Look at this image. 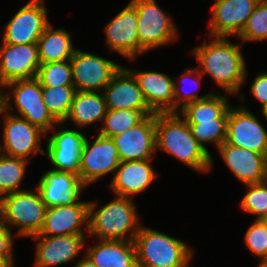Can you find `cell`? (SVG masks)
Listing matches in <instances>:
<instances>
[{"mask_svg":"<svg viewBox=\"0 0 267 267\" xmlns=\"http://www.w3.org/2000/svg\"><path fill=\"white\" fill-rule=\"evenodd\" d=\"M211 38V42L191 50L199 62L198 69L203 76L209 74L227 95L238 94L247 79V68L240 49L243 43L233 44L223 36Z\"/></svg>","mask_w":267,"mask_h":267,"instance_id":"1","label":"cell"},{"mask_svg":"<svg viewBox=\"0 0 267 267\" xmlns=\"http://www.w3.org/2000/svg\"><path fill=\"white\" fill-rule=\"evenodd\" d=\"M156 149L168 152L201 174L212 169L210 152L195 139L178 112L156 113Z\"/></svg>","mask_w":267,"mask_h":267,"instance_id":"2","label":"cell"},{"mask_svg":"<svg viewBox=\"0 0 267 267\" xmlns=\"http://www.w3.org/2000/svg\"><path fill=\"white\" fill-rule=\"evenodd\" d=\"M116 198L97 209L89 202L88 233L100 240L134 241L141 225L132 198Z\"/></svg>","mask_w":267,"mask_h":267,"instance_id":"3","label":"cell"},{"mask_svg":"<svg viewBox=\"0 0 267 267\" xmlns=\"http://www.w3.org/2000/svg\"><path fill=\"white\" fill-rule=\"evenodd\" d=\"M138 267H189L193 250L183 241L141 226L134 238Z\"/></svg>","mask_w":267,"mask_h":267,"instance_id":"4","label":"cell"},{"mask_svg":"<svg viewBox=\"0 0 267 267\" xmlns=\"http://www.w3.org/2000/svg\"><path fill=\"white\" fill-rule=\"evenodd\" d=\"M47 206L36 191L21 190L0 198V222L12 230L19 227L17 237H33L41 231Z\"/></svg>","mask_w":267,"mask_h":267,"instance_id":"5","label":"cell"},{"mask_svg":"<svg viewBox=\"0 0 267 267\" xmlns=\"http://www.w3.org/2000/svg\"><path fill=\"white\" fill-rule=\"evenodd\" d=\"M12 89L4 93L0 90L2 108L5 111L14 110L11 100H14L17 116L24 118L30 124L48 134L59 122L51 115L43 101L42 86L36 79L17 80L3 86Z\"/></svg>","mask_w":267,"mask_h":267,"instance_id":"6","label":"cell"},{"mask_svg":"<svg viewBox=\"0 0 267 267\" xmlns=\"http://www.w3.org/2000/svg\"><path fill=\"white\" fill-rule=\"evenodd\" d=\"M137 10L140 46L146 51L177 41L178 29L156 0H131Z\"/></svg>","mask_w":267,"mask_h":267,"instance_id":"7","label":"cell"},{"mask_svg":"<svg viewBox=\"0 0 267 267\" xmlns=\"http://www.w3.org/2000/svg\"><path fill=\"white\" fill-rule=\"evenodd\" d=\"M76 91L102 92L122 65L76 49L70 58Z\"/></svg>","mask_w":267,"mask_h":267,"instance_id":"8","label":"cell"},{"mask_svg":"<svg viewBox=\"0 0 267 267\" xmlns=\"http://www.w3.org/2000/svg\"><path fill=\"white\" fill-rule=\"evenodd\" d=\"M4 115L3 123V145H0V153L9 156L30 160L31 154L41 153V137L47 136L38 127L30 124L24 118L12 115V112Z\"/></svg>","mask_w":267,"mask_h":267,"instance_id":"9","label":"cell"},{"mask_svg":"<svg viewBox=\"0 0 267 267\" xmlns=\"http://www.w3.org/2000/svg\"><path fill=\"white\" fill-rule=\"evenodd\" d=\"M120 162L119 153L112 138L98 133L95 141L91 144L86 137L79 170L82 184L88 187L108 173L115 172Z\"/></svg>","mask_w":267,"mask_h":267,"instance_id":"10","label":"cell"},{"mask_svg":"<svg viewBox=\"0 0 267 267\" xmlns=\"http://www.w3.org/2000/svg\"><path fill=\"white\" fill-rule=\"evenodd\" d=\"M49 24L44 0H30L5 25L2 42L36 44Z\"/></svg>","mask_w":267,"mask_h":267,"instance_id":"11","label":"cell"},{"mask_svg":"<svg viewBox=\"0 0 267 267\" xmlns=\"http://www.w3.org/2000/svg\"><path fill=\"white\" fill-rule=\"evenodd\" d=\"M225 142L267 156V131L245 105L230 107Z\"/></svg>","mask_w":267,"mask_h":267,"instance_id":"12","label":"cell"},{"mask_svg":"<svg viewBox=\"0 0 267 267\" xmlns=\"http://www.w3.org/2000/svg\"><path fill=\"white\" fill-rule=\"evenodd\" d=\"M0 47V90L1 87L17 80L33 79L41 63L38 45L8 44Z\"/></svg>","mask_w":267,"mask_h":267,"instance_id":"13","label":"cell"},{"mask_svg":"<svg viewBox=\"0 0 267 267\" xmlns=\"http://www.w3.org/2000/svg\"><path fill=\"white\" fill-rule=\"evenodd\" d=\"M57 125L62 128L64 123L59 122L51 129L55 133L49 137L44 154L55 167L52 169L79 176L81 153L86 136L78 130L65 127L56 131Z\"/></svg>","mask_w":267,"mask_h":267,"instance_id":"14","label":"cell"},{"mask_svg":"<svg viewBox=\"0 0 267 267\" xmlns=\"http://www.w3.org/2000/svg\"><path fill=\"white\" fill-rule=\"evenodd\" d=\"M121 162L152 160L156 152V113L147 115L122 134L112 137Z\"/></svg>","mask_w":267,"mask_h":267,"instance_id":"15","label":"cell"},{"mask_svg":"<svg viewBox=\"0 0 267 267\" xmlns=\"http://www.w3.org/2000/svg\"><path fill=\"white\" fill-rule=\"evenodd\" d=\"M138 15L135 6L129 2L106 26V43L113 52H119L127 59H134L146 51L140 46L137 32Z\"/></svg>","mask_w":267,"mask_h":267,"instance_id":"16","label":"cell"},{"mask_svg":"<svg viewBox=\"0 0 267 267\" xmlns=\"http://www.w3.org/2000/svg\"><path fill=\"white\" fill-rule=\"evenodd\" d=\"M260 0H216L209 20L210 36L228 37L241 33Z\"/></svg>","mask_w":267,"mask_h":267,"instance_id":"17","label":"cell"},{"mask_svg":"<svg viewBox=\"0 0 267 267\" xmlns=\"http://www.w3.org/2000/svg\"><path fill=\"white\" fill-rule=\"evenodd\" d=\"M234 176L244 185L267 181V156L224 142L217 148Z\"/></svg>","mask_w":267,"mask_h":267,"instance_id":"18","label":"cell"},{"mask_svg":"<svg viewBox=\"0 0 267 267\" xmlns=\"http://www.w3.org/2000/svg\"><path fill=\"white\" fill-rule=\"evenodd\" d=\"M37 241L34 267H52L65 264L80 255L86 235L33 236Z\"/></svg>","mask_w":267,"mask_h":267,"instance_id":"19","label":"cell"},{"mask_svg":"<svg viewBox=\"0 0 267 267\" xmlns=\"http://www.w3.org/2000/svg\"><path fill=\"white\" fill-rule=\"evenodd\" d=\"M89 201H78L70 205L53 206L46 210L43 227L35 236H60L88 233Z\"/></svg>","mask_w":267,"mask_h":267,"instance_id":"20","label":"cell"},{"mask_svg":"<svg viewBox=\"0 0 267 267\" xmlns=\"http://www.w3.org/2000/svg\"><path fill=\"white\" fill-rule=\"evenodd\" d=\"M36 188L47 208L78 202L86 189L78 175L54 169L42 175Z\"/></svg>","mask_w":267,"mask_h":267,"instance_id":"21","label":"cell"},{"mask_svg":"<svg viewBox=\"0 0 267 267\" xmlns=\"http://www.w3.org/2000/svg\"><path fill=\"white\" fill-rule=\"evenodd\" d=\"M109 110H151L134 75L124 66L102 91Z\"/></svg>","mask_w":267,"mask_h":267,"instance_id":"22","label":"cell"},{"mask_svg":"<svg viewBox=\"0 0 267 267\" xmlns=\"http://www.w3.org/2000/svg\"><path fill=\"white\" fill-rule=\"evenodd\" d=\"M136 78L148 107L154 113L174 112V80L157 71L127 68Z\"/></svg>","mask_w":267,"mask_h":267,"instance_id":"23","label":"cell"},{"mask_svg":"<svg viewBox=\"0 0 267 267\" xmlns=\"http://www.w3.org/2000/svg\"><path fill=\"white\" fill-rule=\"evenodd\" d=\"M151 160L120 162L110 182V189L115 195L130 197L144 192L157 178L150 164Z\"/></svg>","mask_w":267,"mask_h":267,"instance_id":"24","label":"cell"},{"mask_svg":"<svg viewBox=\"0 0 267 267\" xmlns=\"http://www.w3.org/2000/svg\"><path fill=\"white\" fill-rule=\"evenodd\" d=\"M86 255L98 267H138L133 241L99 240Z\"/></svg>","mask_w":267,"mask_h":267,"instance_id":"25","label":"cell"},{"mask_svg":"<svg viewBox=\"0 0 267 267\" xmlns=\"http://www.w3.org/2000/svg\"><path fill=\"white\" fill-rule=\"evenodd\" d=\"M107 107L106 102L101 92H81L77 91L70 112L63 122L71 120L78 129L90 126L102 121L106 115Z\"/></svg>","mask_w":267,"mask_h":267,"instance_id":"26","label":"cell"},{"mask_svg":"<svg viewBox=\"0 0 267 267\" xmlns=\"http://www.w3.org/2000/svg\"><path fill=\"white\" fill-rule=\"evenodd\" d=\"M38 52L41 64L69 60L75 50L71 34L61 28L54 29L51 23L38 39Z\"/></svg>","mask_w":267,"mask_h":267,"instance_id":"27","label":"cell"},{"mask_svg":"<svg viewBox=\"0 0 267 267\" xmlns=\"http://www.w3.org/2000/svg\"><path fill=\"white\" fill-rule=\"evenodd\" d=\"M228 96L211 93L207 98L186 104L181 113L185 121L228 119L231 105Z\"/></svg>","mask_w":267,"mask_h":267,"instance_id":"28","label":"cell"},{"mask_svg":"<svg viewBox=\"0 0 267 267\" xmlns=\"http://www.w3.org/2000/svg\"><path fill=\"white\" fill-rule=\"evenodd\" d=\"M155 114L152 110H109L103 119V126L98 133L105 137H114L140 123L147 115Z\"/></svg>","mask_w":267,"mask_h":267,"instance_id":"29","label":"cell"},{"mask_svg":"<svg viewBox=\"0 0 267 267\" xmlns=\"http://www.w3.org/2000/svg\"><path fill=\"white\" fill-rule=\"evenodd\" d=\"M76 92L74 86L42 87L44 104L58 122L67 118Z\"/></svg>","mask_w":267,"mask_h":267,"instance_id":"30","label":"cell"},{"mask_svg":"<svg viewBox=\"0 0 267 267\" xmlns=\"http://www.w3.org/2000/svg\"><path fill=\"white\" fill-rule=\"evenodd\" d=\"M26 164L28 160L0 153V198L9 193L24 190L18 187L24 179Z\"/></svg>","mask_w":267,"mask_h":267,"instance_id":"31","label":"cell"},{"mask_svg":"<svg viewBox=\"0 0 267 267\" xmlns=\"http://www.w3.org/2000/svg\"><path fill=\"white\" fill-rule=\"evenodd\" d=\"M228 119H216L213 121H186L189 125L192 135L206 149L205 143H214L218 148L226 140Z\"/></svg>","mask_w":267,"mask_h":267,"instance_id":"32","label":"cell"},{"mask_svg":"<svg viewBox=\"0 0 267 267\" xmlns=\"http://www.w3.org/2000/svg\"><path fill=\"white\" fill-rule=\"evenodd\" d=\"M36 79L42 87L73 86L70 59L41 64Z\"/></svg>","mask_w":267,"mask_h":267,"instance_id":"33","label":"cell"},{"mask_svg":"<svg viewBox=\"0 0 267 267\" xmlns=\"http://www.w3.org/2000/svg\"><path fill=\"white\" fill-rule=\"evenodd\" d=\"M237 37L243 43L267 39V0H260L257 3L245 27Z\"/></svg>","mask_w":267,"mask_h":267,"instance_id":"34","label":"cell"},{"mask_svg":"<svg viewBox=\"0 0 267 267\" xmlns=\"http://www.w3.org/2000/svg\"><path fill=\"white\" fill-rule=\"evenodd\" d=\"M249 190L240 201L242 211L255 215V220H261L267 213V181L257 184H247Z\"/></svg>","mask_w":267,"mask_h":267,"instance_id":"35","label":"cell"},{"mask_svg":"<svg viewBox=\"0 0 267 267\" xmlns=\"http://www.w3.org/2000/svg\"><path fill=\"white\" fill-rule=\"evenodd\" d=\"M194 74H196V75H194ZM193 76H195V77H193ZM191 77L193 78V80L197 84L196 89L199 88L198 86L201 85V79H202L203 75L200 73L198 67L193 68V69L192 68L186 69L179 78V79H181V81L179 83L180 85H177L176 82H174V112H178L179 108L182 109L188 103L195 102L197 100L205 99L211 94V93H207L204 96H198V93H197L198 90L197 91L194 90L195 92L192 90L191 91L187 90V89L181 90L180 87L182 88V84L186 83V80L188 81L189 79H192ZM183 85H185V84H183Z\"/></svg>","mask_w":267,"mask_h":267,"instance_id":"36","label":"cell"},{"mask_svg":"<svg viewBox=\"0 0 267 267\" xmlns=\"http://www.w3.org/2000/svg\"><path fill=\"white\" fill-rule=\"evenodd\" d=\"M247 248L260 258L267 261V225L262 220H254L244 237Z\"/></svg>","mask_w":267,"mask_h":267,"instance_id":"37","label":"cell"},{"mask_svg":"<svg viewBox=\"0 0 267 267\" xmlns=\"http://www.w3.org/2000/svg\"><path fill=\"white\" fill-rule=\"evenodd\" d=\"M12 230L0 222V259H4L11 267H14Z\"/></svg>","mask_w":267,"mask_h":267,"instance_id":"38","label":"cell"},{"mask_svg":"<svg viewBox=\"0 0 267 267\" xmlns=\"http://www.w3.org/2000/svg\"><path fill=\"white\" fill-rule=\"evenodd\" d=\"M250 92L261 103V107L267 105V72L259 73L255 77Z\"/></svg>","mask_w":267,"mask_h":267,"instance_id":"39","label":"cell"},{"mask_svg":"<svg viewBox=\"0 0 267 267\" xmlns=\"http://www.w3.org/2000/svg\"><path fill=\"white\" fill-rule=\"evenodd\" d=\"M80 259L74 267H98L86 254Z\"/></svg>","mask_w":267,"mask_h":267,"instance_id":"40","label":"cell"},{"mask_svg":"<svg viewBox=\"0 0 267 267\" xmlns=\"http://www.w3.org/2000/svg\"><path fill=\"white\" fill-rule=\"evenodd\" d=\"M262 116L267 120V105L261 108Z\"/></svg>","mask_w":267,"mask_h":267,"instance_id":"41","label":"cell"},{"mask_svg":"<svg viewBox=\"0 0 267 267\" xmlns=\"http://www.w3.org/2000/svg\"><path fill=\"white\" fill-rule=\"evenodd\" d=\"M0 267H11L4 259H0Z\"/></svg>","mask_w":267,"mask_h":267,"instance_id":"42","label":"cell"},{"mask_svg":"<svg viewBox=\"0 0 267 267\" xmlns=\"http://www.w3.org/2000/svg\"><path fill=\"white\" fill-rule=\"evenodd\" d=\"M258 267H267V261H260Z\"/></svg>","mask_w":267,"mask_h":267,"instance_id":"43","label":"cell"},{"mask_svg":"<svg viewBox=\"0 0 267 267\" xmlns=\"http://www.w3.org/2000/svg\"><path fill=\"white\" fill-rule=\"evenodd\" d=\"M4 113H7V112L2 108L1 99H0V117H1V115H3Z\"/></svg>","mask_w":267,"mask_h":267,"instance_id":"44","label":"cell"},{"mask_svg":"<svg viewBox=\"0 0 267 267\" xmlns=\"http://www.w3.org/2000/svg\"><path fill=\"white\" fill-rule=\"evenodd\" d=\"M261 220L267 225V213Z\"/></svg>","mask_w":267,"mask_h":267,"instance_id":"45","label":"cell"}]
</instances>
